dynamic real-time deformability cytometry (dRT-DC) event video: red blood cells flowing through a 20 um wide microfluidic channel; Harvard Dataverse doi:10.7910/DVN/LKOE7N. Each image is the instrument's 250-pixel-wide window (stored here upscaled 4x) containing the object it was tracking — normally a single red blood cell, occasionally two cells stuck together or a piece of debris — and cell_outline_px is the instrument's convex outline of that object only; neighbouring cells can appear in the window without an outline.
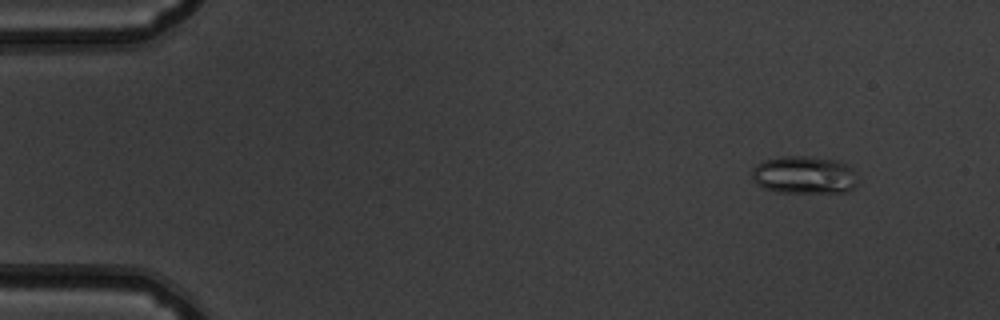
{"species": "common noctule bat (a hibernating species)", "species_latin": "Nyctalus noctula", "temperature_condition": "warm", "stored_images_in_passage": 53, "camera_frame_rate_fps": 3000, "um_per_image_px": 0.085, "animal": {"sex": "male", "body_mass_g": 19.5, "forearm_length_mm": 54.6}, "frame": {"image": 1, "passage_image": 6, "time_ms": 1.667, "image_size_px": [1000, 320], "cell_outline_px": [[856, 184], [848, 192], [776, 192], [764, 188], [756, 184], [752, 180], [752, 172], [756, 164], [764, 160], [780, 156], [808, 156], [840, 160], [856, 168]], "centroid_in_image_um": [68.38, 14.85], "position_along_channel_um": 16.6, "area_um2": 23.7}}
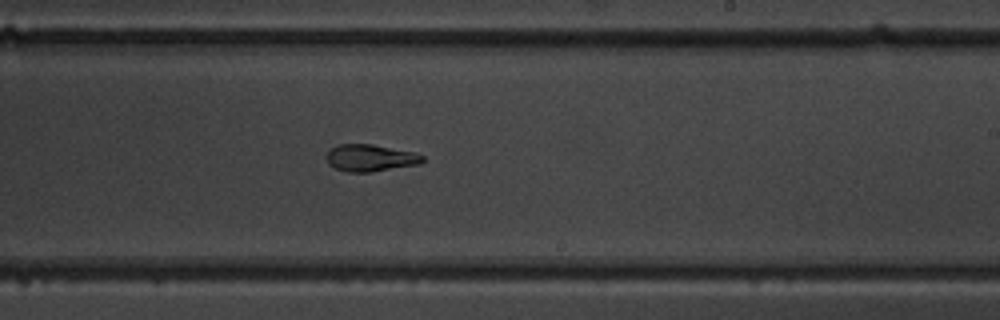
{"frame": {"image": 2, "passage_image": 33, "time_ms": 10.667, "image_size_px": [1000, 320], "cell_outline_px": [[424, 160], [420, 164], [372, 172], [348, 172], [336, 168], [328, 164], [328, 152], [332, 148], [340, 144], [372, 144], [416, 152], [424, 156]], "centroid_in_image_um": [31.53, 13.42], "position_along_channel_um": 257.5, "area_um2": 15.09}}
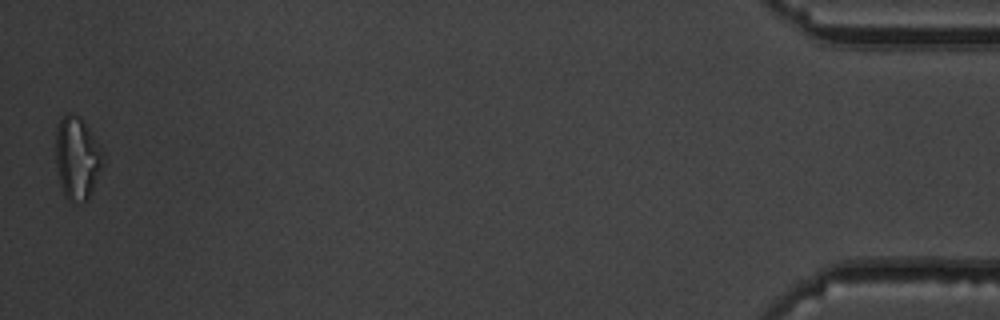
{"frame": {"image": 3, "passage_image": 53, "time_ms": 17.333, "image_size_px": [1000, 320], "cell_outline_px": [[104, 160], [88, 200], [68, 200], [64, 196], [60, 184], [56, 164], [56, 128], [60, 120], [68, 112], [72, 112], [80, 116], [100, 144], [104, 152]], "centroid_in_image_um": [6.56, 13.39], "position_along_channel_um": 428.6, "area_um2": 22.77}, "authors_computed_cell_mechanics": {"area_um2": 16.9354, "velocity_mm_per_s": 3.8972, "shape_relaxation_time_tau1_ms": null, "shape_relaxation_time_tau2_ms": 1.8198, "deformation_change_tau1": null, "deformation_change_tau2": 0.0706}}